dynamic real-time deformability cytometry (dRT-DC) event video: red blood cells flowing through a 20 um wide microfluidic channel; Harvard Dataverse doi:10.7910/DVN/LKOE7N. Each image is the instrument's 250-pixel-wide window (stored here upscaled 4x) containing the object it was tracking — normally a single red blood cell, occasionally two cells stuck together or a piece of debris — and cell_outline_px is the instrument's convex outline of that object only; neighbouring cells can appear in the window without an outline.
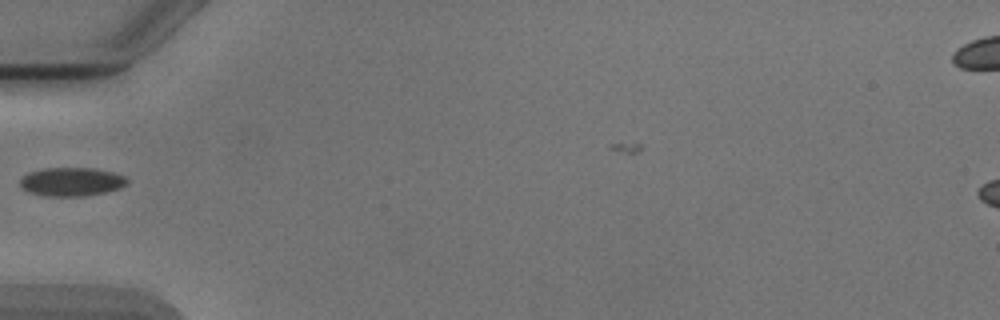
{"species": "Egyptian fruit bat (a non-hibernating species)", "species_latin": "Rousettus aegyptiacus", "temperature_condition": "cold", "stored_images_in_passage": 31, "camera_frame_rate_fps": 3000, "um_per_image_px": 0.085, "animal": {"sex": "male"}, "frame": {"image": 1, "passage_image": 1, "time_ms": 0.0, "image_size_px": [1000, 320], "cell_outline_px": [[128, 184], [120, 188], [104, 192], [84, 196], [48, 196], [28, 192], [20, 184], [20, 180], [28, 172], [44, 168], [96, 168], [116, 172], [124, 176], [128, 180]], "centroid_in_image_um": [6.12, 15.44], "position_along_channel_um": 78.9, "area_um2": 17.92}}
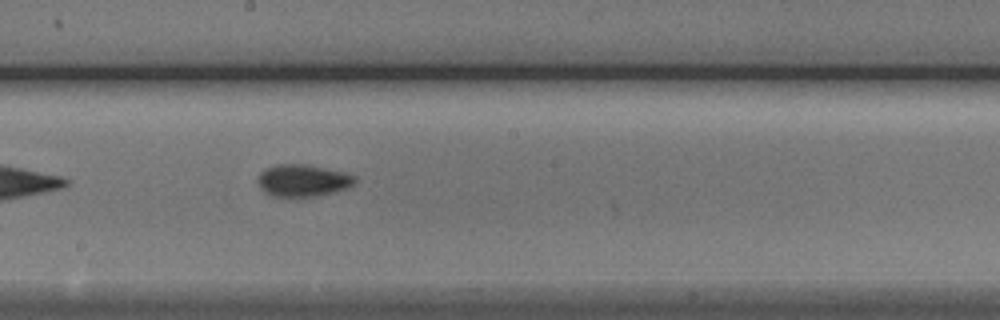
{"frame": {"image": 2, "passage_image": 12, "time_ms": 3.667, "image_size_px": [1000, 320], "cell_outline_px": [[356, 180], [348, 188], [316, 196], [272, 196], [264, 192], [260, 188], [260, 172], [264, 168], [276, 164], [308, 164], [344, 172], [356, 176]], "centroid_in_image_um": [25.75, 15.32], "position_along_channel_um": 222.5, "area_um2": 18.03}}
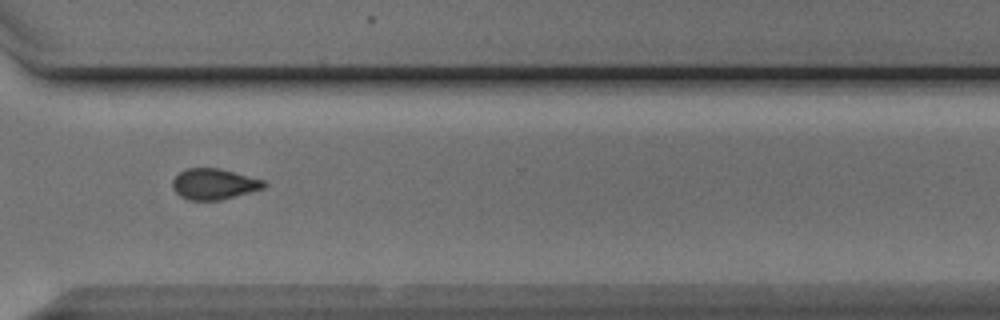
{"frame": {"image": 3, "passage_image": 22, "time_ms": 7.0, "image_size_px": [1000, 320], "cell_outline_px": [[268, 184], [264, 188], [220, 200], [188, 200], [180, 196], [176, 192], [172, 184], [172, 180], [180, 172], [188, 168], [220, 168], [264, 180]], "centroid_in_image_um": [18.2, 15.64], "position_along_channel_um": 352.4, "area_um2": 16.36}}